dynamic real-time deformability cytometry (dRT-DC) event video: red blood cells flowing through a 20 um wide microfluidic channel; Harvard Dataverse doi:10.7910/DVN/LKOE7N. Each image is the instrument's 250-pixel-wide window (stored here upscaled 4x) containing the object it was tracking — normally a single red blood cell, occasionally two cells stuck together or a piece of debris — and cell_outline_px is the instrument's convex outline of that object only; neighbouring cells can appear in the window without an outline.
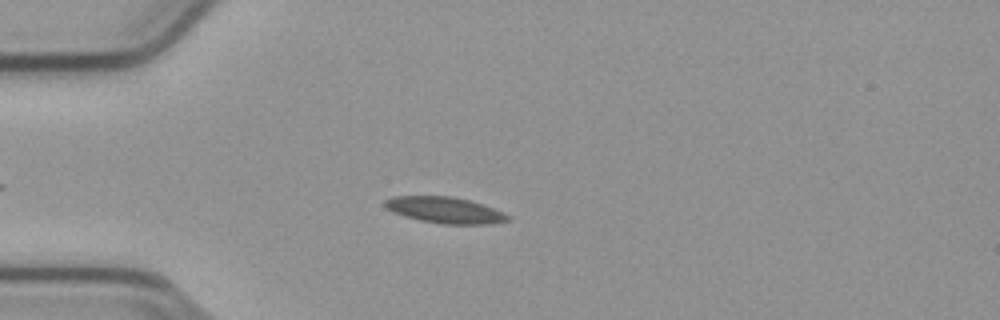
{"species": "common noctule bat (a hibernating species)", "species_latin": "Nyctalus noctula", "temperature_condition": "cold", "stored_images_in_passage": 41, "camera_frame_rate_fps": 3000, "um_per_image_px": 0.085, "animal": {"sex": "male", "body_mass_g": 23.1, "forearm_length_mm": 52.7}, "frame": {"image": 1, "passage_image": 10, "time_ms": 3.0, "image_size_px": [1000, 320], "cell_outline_px": [[512, 216], [508, 220], [488, 224], [444, 224], [420, 220], [404, 216], [392, 212], [384, 204], [384, 200], [392, 196], [452, 196], [468, 200], [504, 212]], "centroid_in_image_um": [37.8, 17.85], "position_along_channel_um": 47.2, "area_um2": 18.61}}
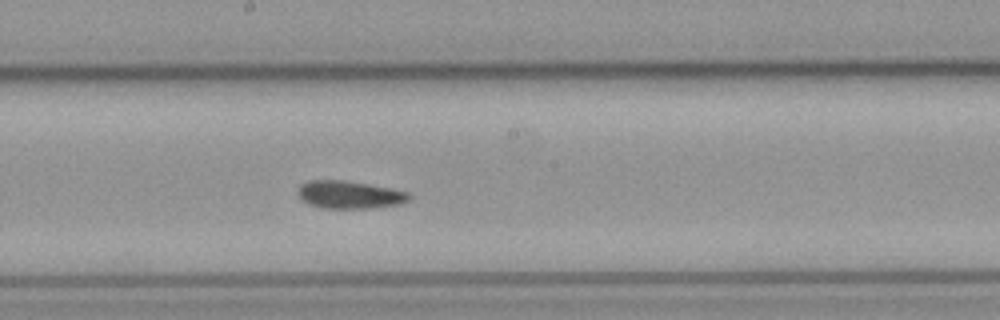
{"frame": {"image": 2, "passage_image": 25, "time_ms": 8.0, "image_size_px": [1000, 320], "cell_outline_px": [[412, 196], [408, 200], [400, 204], [372, 208], [320, 208], [308, 204], [300, 200], [296, 192], [300, 184], [312, 180], [344, 180], [368, 184], [408, 192]], "centroid_in_image_um": [29.65, 16.55], "position_along_channel_um": 218.6, "area_um2": 18.09}}
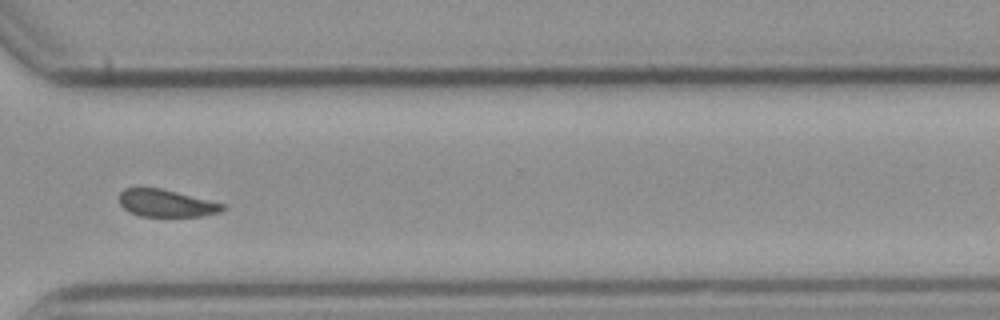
{"frame": {"image": 3, "passage_image": 36, "time_ms": 11.667, "image_size_px": [1000, 320], "cell_outline_px": [[228, 208], [220, 212], [200, 216], [140, 216], [128, 212], [120, 204], [120, 192], [124, 188], [160, 188], [224, 204]], "centroid_in_image_um": [14.12, 17.28], "position_along_channel_um": 356.5, "area_um2": 16.3}, "authors_computed_cell_mechanics": {"area_um2": 17.9758, "velocity_mm_per_s": 3.7736, "shape_relaxation_time_tau1_ms": 6.3617, "shape_relaxation_time_tau2_ms": 3.9507, "deformation_change_tau1": 0.1199, "deformation_change_tau2": 0.0914}}